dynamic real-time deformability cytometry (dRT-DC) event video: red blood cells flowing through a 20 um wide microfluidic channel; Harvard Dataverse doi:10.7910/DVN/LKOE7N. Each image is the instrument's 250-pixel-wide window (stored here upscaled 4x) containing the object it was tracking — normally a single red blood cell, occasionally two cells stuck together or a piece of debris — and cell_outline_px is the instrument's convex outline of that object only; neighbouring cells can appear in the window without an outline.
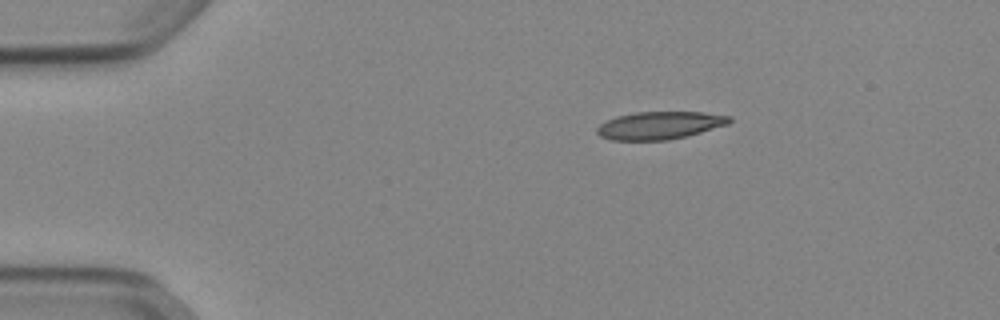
{"species": "Egyptian fruit bat (a non-hibernating species)", "species_latin": "Rousettus aegyptiacus", "temperature_condition": "cold", "stored_images_in_passage": 44, "camera_frame_rate_fps": 3000, "um_per_image_px": 0.085, "animal": {"sex": "female"}, "frame": {"image": 1, "passage_image": 1, "time_ms": 0.0, "image_size_px": [1000, 320], "cell_outline_px": [[732, 120], [728, 124], [688, 136], [668, 140], [612, 140], [600, 136], [596, 132], [596, 128], [600, 124], [616, 116], [636, 112], [704, 112], [732, 116]], "centroid_in_image_um": [56.09, 10.65], "position_along_channel_um": 28.9, "area_um2": 21.44}}
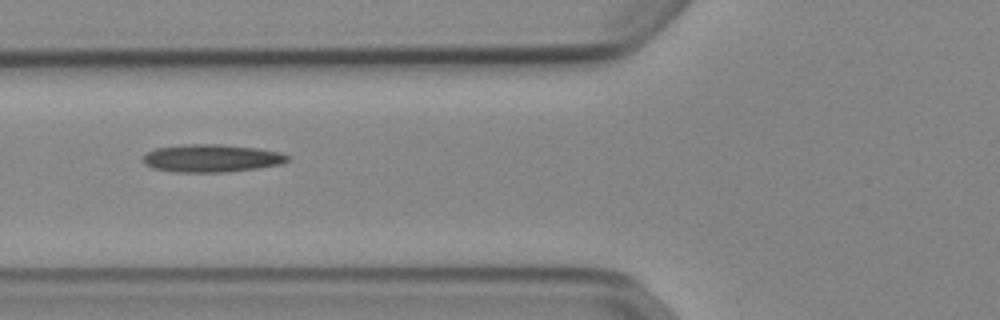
{"frame": {"image": 2, "passage_image": 12, "time_ms": 3.667, "image_size_px": [1000, 320], "cell_outline_px": [[288, 160], [280, 164], [256, 168], [228, 172], [172, 172], [152, 168], [144, 164], [144, 156], [148, 152], [156, 148], [192, 144], [220, 144], [256, 148], [280, 152], [288, 156]], "centroid_in_image_um": [17.96, 13.46], "position_along_channel_um": 107.8, "area_um2": 23.18}}
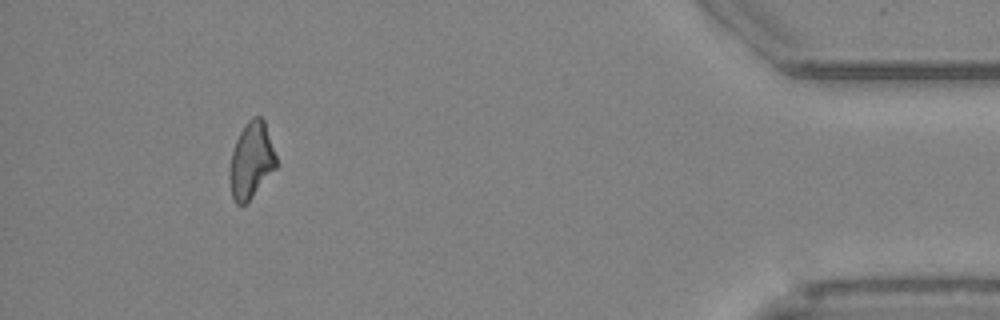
{"frame": {"image": 3, "passage_image": 40, "time_ms": 13.0, "image_size_px": [1000, 320], "cell_outline_px": [[276, 168], [252, 196], [244, 204], [236, 204], [232, 196], [228, 176], [228, 172], [232, 152], [236, 140], [240, 132], [248, 120], [252, 116], [260, 116], [264, 120], [276, 156]], "centroid_in_image_um": [21.33, 13.62], "position_along_channel_um": 413.9, "area_um2": 20.46}, "authors_computed_cell_mechanics": {"area_um2": 21.6172, "velocity_mm_per_s": 3.9071, "shape_relaxation_time_tau1_ms": null, "shape_relaxation_time_tau2_ms": 5.7274, "deformation_change_tau1": null, "deformation_change_tau2": 0.1665}}